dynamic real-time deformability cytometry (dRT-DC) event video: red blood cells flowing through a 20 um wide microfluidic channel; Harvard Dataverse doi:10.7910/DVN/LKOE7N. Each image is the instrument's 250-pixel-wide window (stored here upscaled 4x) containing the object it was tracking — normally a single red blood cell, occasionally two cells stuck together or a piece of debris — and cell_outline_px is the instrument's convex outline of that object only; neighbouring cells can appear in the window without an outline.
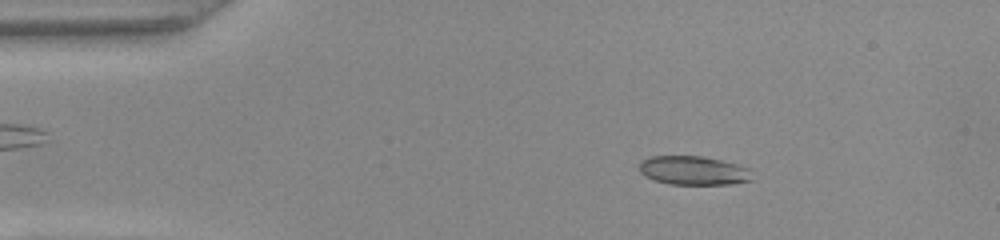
{"species": "common noctule bat (a hibernating species)", "species_latin": "Nyctalus noctula", "temperature_condition": "warm", "stored_images_in_passage": 49, "camera_frame_rate_fps": 3000, "um_per_image_px": 0.085, "animal": {"sex": "female", "body_mass_g": 22.0, "forearm_length_mm": 56.7}, "frame": {"image": 1, "passage_image": 7, "time_ms": 2.0, "image_size_px": [1000, 240], "cell_outline_px": [[752, 180], [728, 184], [668, 184], [644, 176], [640, 172], [640, 160], [652, 156], [704, 156], [740, 164], [748, 168]], "centroid_in_image_um": [58.93, 14.48], "position_along_channel_um": 26.1, "area_um2": 19.02}}
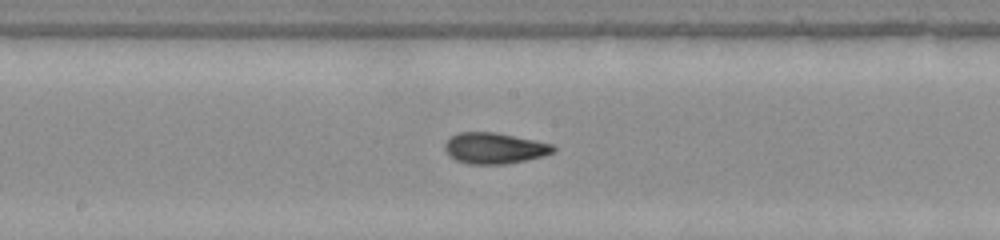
{"frame": {"image": 2, "passage_image": 25, "time_ms": 8.0, "image_size_px": [1000, 240], "cell_outline_px": [[556, 152], [544, 156], [504, 164], [468, 164], [456, 160], [448, 156], [444, 148], [444, 144], [448, 136], [460, 132], [496, 132], [552, 144], [556, 148]], "centroid_in_image_um": [41.99, 12.59], "position_along_channel_um": 206.2, "area_um2": 19.77}}
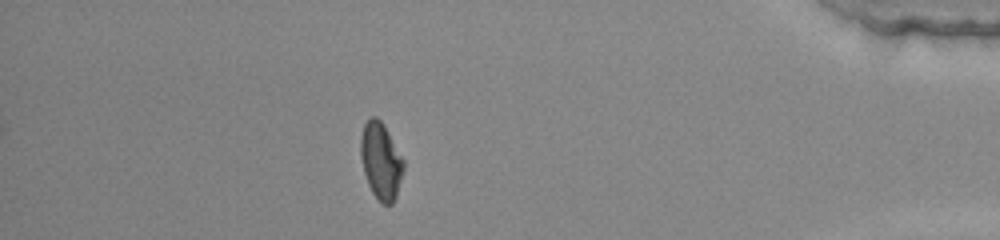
{"frame": {"image": 3, "passage_image": 43, "time_ms": 14.0, "image_size_px": [1000, 240], "cell_outline_px": [[404, 168], [396, 196], [392, 204], [380, 204], [372, 192], [368, 184], [364, 172], [360, 156], [360, 136], [364, 124], [372, 116], [376, 116], [384, 124], [404, 160]], "centroid_in_image_um": [32.37, 13.67], "position_along_channel_um": 402.8, "area_um2": 19.25}, "authors_computed_cell_mechanics": {"area_um2": 19.1318, "velocity_mm_per_s": 4.0558, "shape_relaxation_time_tau1_ms": 3.3034, "shape_relaxation_time_tau2_ms": 1.0755, "deformation_change_tau1": 0.1664, "deformation_change_tau2": 0.0729}}